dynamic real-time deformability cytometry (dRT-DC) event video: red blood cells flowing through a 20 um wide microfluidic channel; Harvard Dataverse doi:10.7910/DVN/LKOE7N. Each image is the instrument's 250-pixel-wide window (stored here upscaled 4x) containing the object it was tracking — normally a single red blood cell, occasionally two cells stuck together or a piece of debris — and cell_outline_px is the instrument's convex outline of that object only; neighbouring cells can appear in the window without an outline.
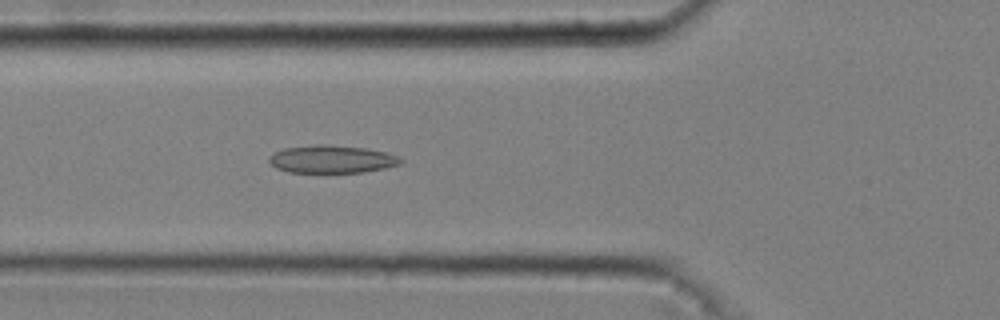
{"species": "common noctule bat (a hibernating species)", "species_latin": "Nyctalus noctula", "temperature_condition": "cold", "stored_images_in_passage": 52, "camera_frame_rate_fps": 3000, "um_per_image_px": 0.085, "animal": {"sex": "male", "body_mass_g": 20.4}, "frame": {"image": 1, "passage_image": 19, "time_ms": 6.0, "image_size_px": [1000, 320], "cell_outline_px": [[404, 160], [400, 164], [384, 168], [364, 172], [288, 172], [276, 168], [268, 160], [268, 156], [284, 148], [316, 144], [364, 148], [384, 152], [396, 156]], "centroid_in_image_um": [28.17, 13.54], "position_along_channel_um": 97.6, "area_um2": 20.98}}
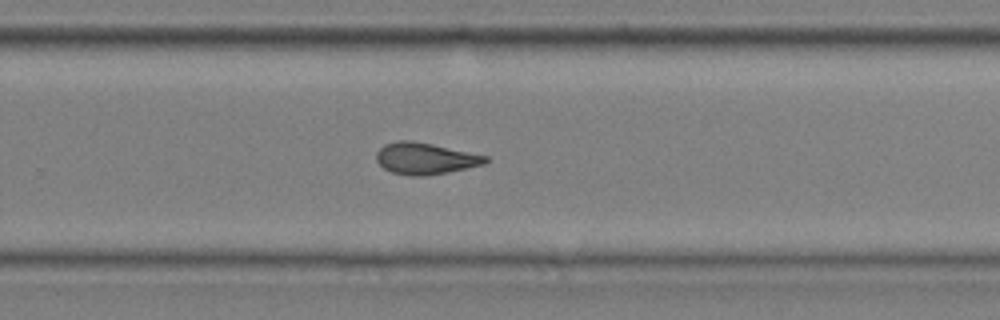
{"frame": {"image": 2, "passage_image": 35, "time_ms": 11.333, "image_size_px": [1000, 320], "cell_outline_px": [[488, 160], [484, 164], [448, 172], [424, 176], [412, 176], [392, 172], [384, 168], [376, 160], [376, 152], [384, 144], [400, 140], [408, 140], [432, 144], [488, 156]], "centroid_in_image_um": [36.12, 13.47], "position_along_channel_um": 293.7, "area_um2": 19.88}}
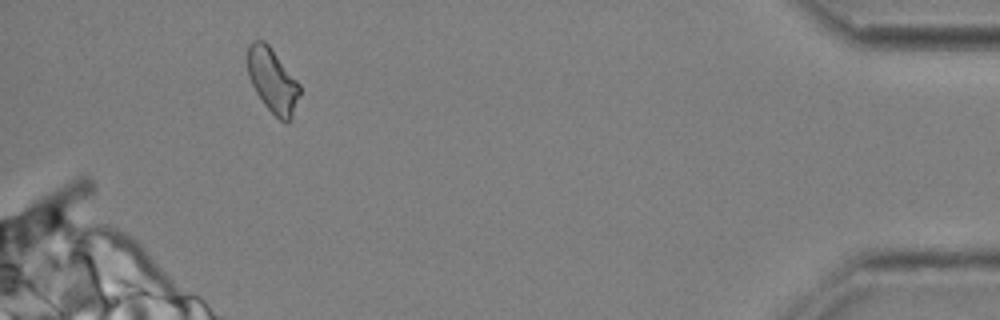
{"frame": {"image": 3, "passage_image": 49, "time_ms": 16.0, "image_size_px": [1000, 320], "cell_outline_px": [[300, 92], [292, 116], [288, 120], [280, 120], [264, 104], [256, 92], [248, 76], [248, 48], [256, 40], [264, 40], [268, 44], [300, 84]], "centroid_in_image_um": [23.17, 6.83], "position_along_channel_um": 412.0, "area_um2": 18.96}, "authors_computed_cell_mechanics": {"area_um2": 20.1433, "velocity_mm_per_s": 3.6736, "shape_relaxation_time_tau1_ms": null, "shape_relaxation_time_tau2_ms": 3.3367, "deformation_change_tau1": null, "deformation_change_tau2": 0.1094}}